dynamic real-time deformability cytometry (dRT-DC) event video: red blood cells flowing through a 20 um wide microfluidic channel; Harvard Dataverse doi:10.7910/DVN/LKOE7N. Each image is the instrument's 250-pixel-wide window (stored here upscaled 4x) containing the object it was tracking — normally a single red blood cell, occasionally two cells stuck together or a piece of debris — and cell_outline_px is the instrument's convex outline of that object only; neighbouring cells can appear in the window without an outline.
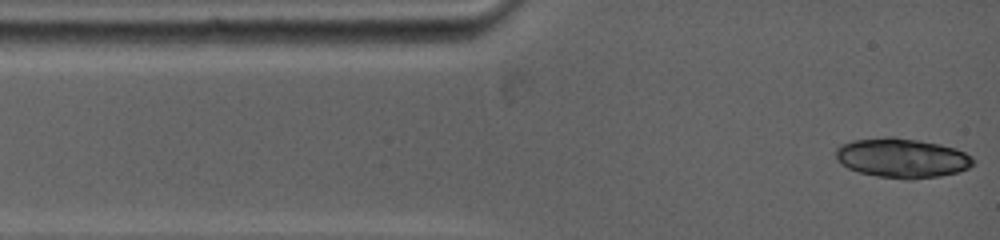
{"species": "common noctule bat (a hibernating species)", "species_latin": "Nyctalus noctula", "temperature_condition": "warm", "stored_images_in_passage": 7, "camera_frame_rate_fps": 5000, "um_per_image_px": 0.085, "animal": {"sex": "female", "body_mass_g": 19.0, "forearm_length_mm": 53.3}, "frame": {"image": 1, "passage_image": 1, "time_ms": 0.0, "image_size_px": [1000, 240], "cell_outline_px": [[976, 160], [968, 168], [956, 172], [940, 176], [912, 180], [908, 180], [876, 176], [860, 172], [848, 168], [840, 164], [836, 160], [836, 148], [840, 144], [852, 140], [888, 136], [892, 136], [940, 144], [964, 152], [972, 156]], "centroid_in_image_um": [76.63, 13.43], "position_along_channel_um": 8.4, "area_um2": 31.79}}